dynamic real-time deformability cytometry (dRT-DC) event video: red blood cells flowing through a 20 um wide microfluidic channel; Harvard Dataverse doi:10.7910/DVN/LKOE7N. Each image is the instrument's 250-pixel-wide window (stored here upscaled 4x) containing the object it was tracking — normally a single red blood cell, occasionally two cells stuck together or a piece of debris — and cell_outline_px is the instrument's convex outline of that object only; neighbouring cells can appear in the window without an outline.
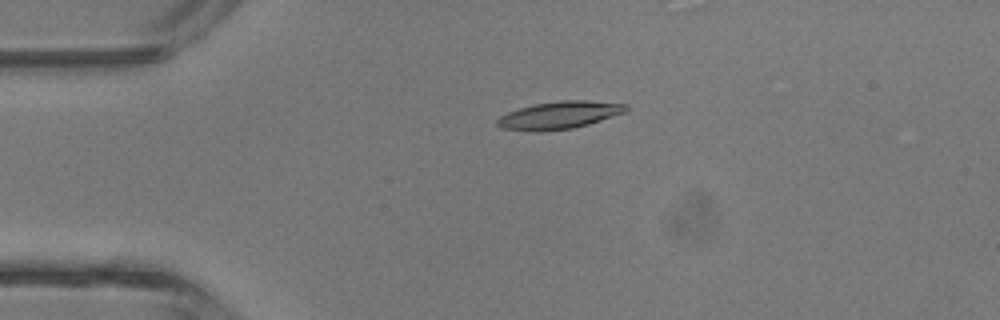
{"species": "common noctule bat (a hibernating species)", "species_latin": "Nyctalus noctula", "temperature_condition": "room temperature", "stored_images_in_passage": 4, "camera_frame_rate_fps": 3000, "um_per_image_px": 0.085, "animal": {"sex": "male", "body_mass_g": 13.3}, "frame": {"image": 1, "passage_image": 3, "time_ms": 2.333, "image_size_px": [1000, 320], "cell_outline_px": [[628, 108], [624, 112], [588, 124], [572, 128], [544, 132], [532, 132], [504, 128], [496, 124], [496, 120], [500, 116], [508, 112], [520, 108], [536, 104], [560, 100], [588, 100], [628, 104]], "centroid_in_image_um": [47.52, 9.79], "position_along_channel_um": 37.5, "area_um2": 20.58}}